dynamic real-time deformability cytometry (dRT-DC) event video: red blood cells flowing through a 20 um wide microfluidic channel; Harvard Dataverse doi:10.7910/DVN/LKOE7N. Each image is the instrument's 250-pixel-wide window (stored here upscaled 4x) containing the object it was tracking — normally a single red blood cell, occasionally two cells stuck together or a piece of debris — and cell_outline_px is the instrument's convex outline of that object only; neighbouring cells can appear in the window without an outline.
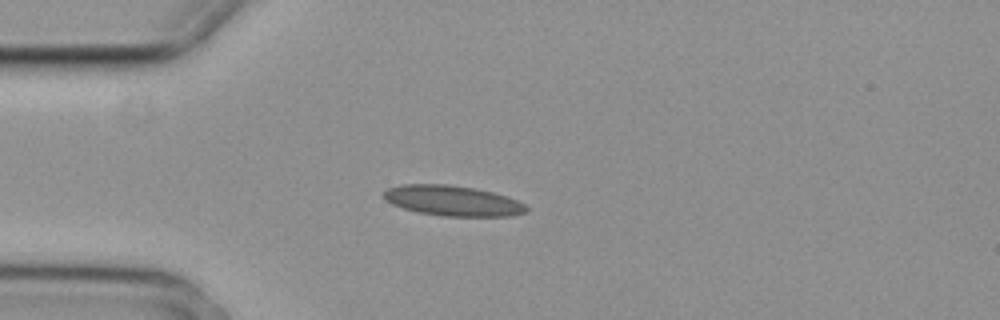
{"species": "common noctule bat (a hibernating species)", "species_latin": "Nyctalus noctula", "temperature_condition": "cold", "stored_images_in_passage": 1, "camera_frame_rate_fps": 3000, "um_per_image_px": 0.085, "animal": {"sex": "female", "body_mass_g": 29.2, "forearm_length_mm": 56.3}, "frame": {"image": 1, "passage_image": 1, "time_ms": 0.0, "image_size_px": [1000, 320], "cell_outline_px": [[528, 212], [512, 216], [444, 216], [420, 212], [404, 208], [392, 204], [384, 200], [380, 196], [388, 188], [400, 184], [448, 184], [476, 188], [508, 196], [524, 204], [528, 208]], "centroid_in_image_um": [38.47, 17.05], "position_along_channel_um": 46.5, "area_um2": 25.37}}